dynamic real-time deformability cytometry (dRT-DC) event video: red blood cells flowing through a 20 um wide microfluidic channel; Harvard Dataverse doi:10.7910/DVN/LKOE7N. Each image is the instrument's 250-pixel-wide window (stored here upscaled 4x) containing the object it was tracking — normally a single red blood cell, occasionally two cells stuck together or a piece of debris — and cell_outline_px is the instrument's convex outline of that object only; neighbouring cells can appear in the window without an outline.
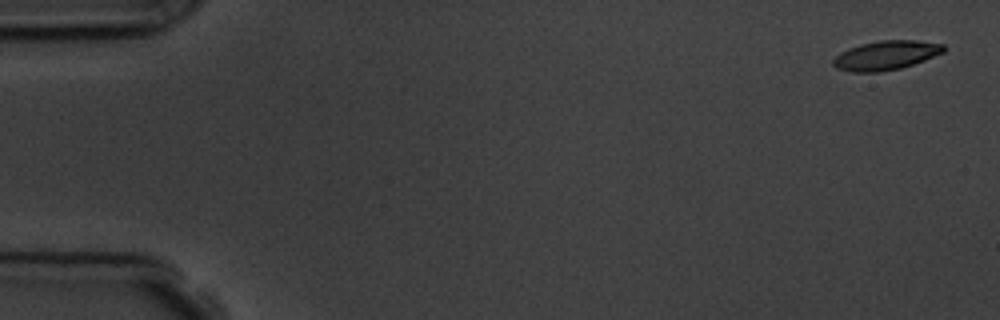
{"species": "common noctule bat (a hibernating species)", "species_latin": "Nyctalus noctula", "temperature_condition": "room temperature", "stored_images_in_passage": 5, "camera_frame_rate_fps": 3000, "um_per_image_px": 0.085, "animal": {"sex": "male", "body_mass_g": 19.5, "forearm_length_mm": 54.6}, "frame": {"image": 1, "passage_image": 1, "time_ms": 0.0, "image_size_px": [1000, 320], "cell_outline_px": [[944, 52], [924, 60], [900, 68], [880, 72], [852, 72], [836, 68], [832, 64], [832, 60], [840, 52], [860, 44], [880, 40], [916, 40], [944, 44]], "centroid_in_image_um": [75.28, 4.7], "position_along_channel_um": 9.7, "area_um2": 18.73}}
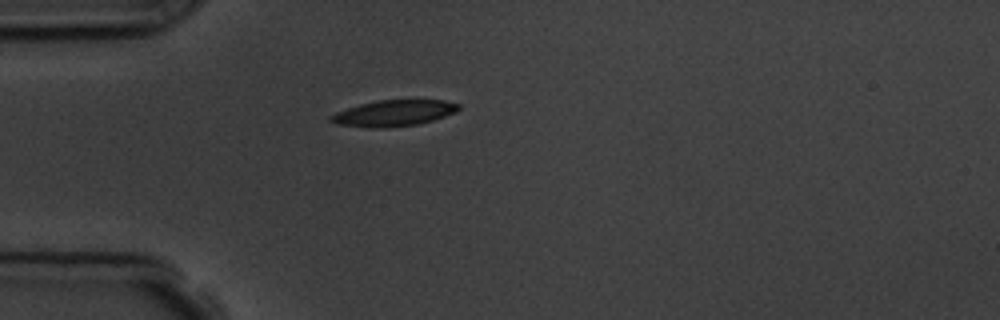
{"frame": {"image": 2, "passage_image": 5, "time_ms": 4.667, "image_size_px": [1000, 320], "cell_outline_px": [[460, 108], [456, 112], [432, 120], [416, 124], [384, 128], [368, 128], [336, 124], [328, 120], [328, 116], [336, 112], [360, 104], [376, 100], [444, 100], [460, 104]], "centroid_in_image_um": [33.43, 9.62], "position_along_channel_um": 51.6, "area_um2": 19.48}}